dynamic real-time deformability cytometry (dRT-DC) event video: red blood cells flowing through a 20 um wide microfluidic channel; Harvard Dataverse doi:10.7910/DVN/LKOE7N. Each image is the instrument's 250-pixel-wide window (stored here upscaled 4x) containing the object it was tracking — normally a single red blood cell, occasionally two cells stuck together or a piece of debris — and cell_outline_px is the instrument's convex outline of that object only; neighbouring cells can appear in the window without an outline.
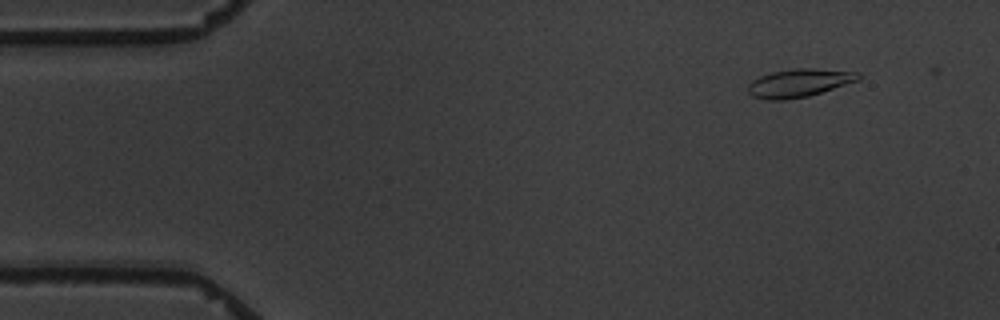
{"species": "common noctule bat (a hibernating species)", "species_latin": "Nyctalus noctula", "temperature_condition": "warm", "stored_images_in_passage": 3, "camera_frame_rate_fps": 3000, "um_per_image_px": 0.085, "animal": {"sex": "male", "body_mass_g": 19.5, "forearm_length_mm": 54.6}, "frame": {"image": 1, "passage_image": 2, "time_ms": 1.0, "image_size_px": [1000, 320], "cell_outline_px": [[860, 80], [808, 96], [784, 100], [768, 100], [752, 96], [748, 92], [748, 84], [752, 80], [760, 76], [772, 72], [792, 68], [812, 68], [860, 72]], "centroid_in_image_um": [67.92, 7.04], "position_along_channel_um": 17.1, "area_um2": 18.15}}